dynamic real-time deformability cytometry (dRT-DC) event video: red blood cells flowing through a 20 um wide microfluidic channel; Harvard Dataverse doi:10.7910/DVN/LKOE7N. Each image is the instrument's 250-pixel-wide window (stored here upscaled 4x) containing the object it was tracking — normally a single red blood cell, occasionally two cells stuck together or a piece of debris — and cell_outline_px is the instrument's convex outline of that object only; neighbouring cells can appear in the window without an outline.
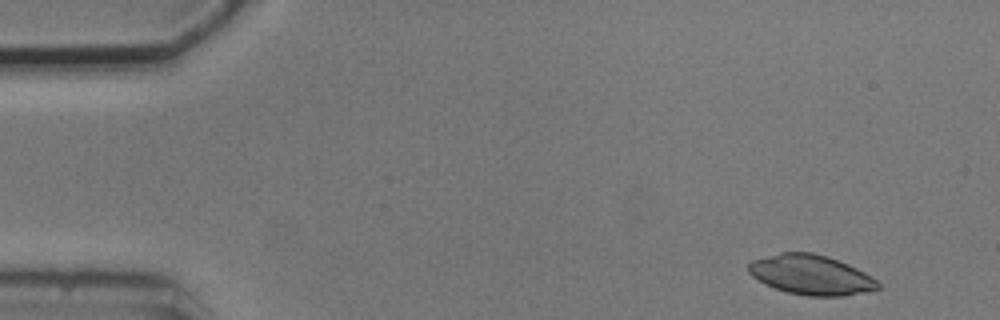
{"species": "common noctule bat (a hibernating species)", "species_latin": "Nyctalus noctula", "temperature_condition": "cold", "stored_images_in_passage": 4, "camera_frame_rate_fps": 3000, "um_per_image_px": 0.085, "animal": {"sex": "male", "body_mass_g": 20.5, "forearm_length_mm": 52.5}, "frame": {"image": 1, "passage_image": 1, "time_ms": 0.0, "image_size_px": [1000, 320], "cell_outline_px": [[880, 288], [868, 292], [844, 296], [808, 296], [788, 292], [776, 288], [752, 276], [748, 272], [748, 264], [752, 260], [780, 252], [812, 252], [828, 256], [848, 264], [864, 272], [876, 280], [880, 284]], "centroid_in_image_um": [68.96, 23.35], "position_along_channel_um": 16.0, "area_um2": 29.94}}